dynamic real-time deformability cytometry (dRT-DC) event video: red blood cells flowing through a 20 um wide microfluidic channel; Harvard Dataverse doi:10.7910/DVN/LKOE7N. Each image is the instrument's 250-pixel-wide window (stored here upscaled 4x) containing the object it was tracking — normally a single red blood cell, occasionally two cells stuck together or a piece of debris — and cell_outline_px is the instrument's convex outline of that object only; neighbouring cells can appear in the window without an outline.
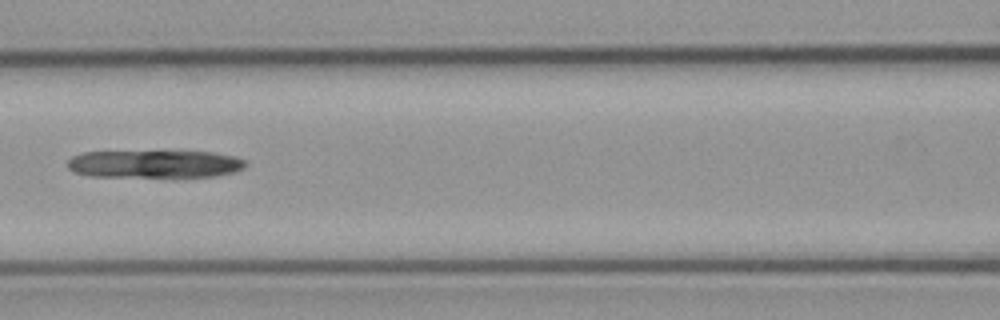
{"species": "common noctule bat (a hibernating species)", "species_latin": "Nyctalus noctula", "temperature_condition": "cold", "stored_images_in_passage": 3, "camera_frame_rate_fps": 3000, "um_per_image_px": 0.085, "animal": {"sex": "male", "body_mass_g": 23.1, "forearm_length_mm": 52.7}, "frame": {"image": 1, "passage_image": 3, "time_ms": 2.333, "image_size_px": [1000, 320], "cell_outline_px": [[248, 164], [244, 168], [232, 172], [216, 176], [88, 176], [76, 172], [68, 168], [68, 160], [72, 156], [84, 152], [212, 152], [236, 156], [244, 160]], "centroid_in_image_um": [13.16, 13.93], "position_along_channel_um": 153.4, "area_um2": 28.32}}